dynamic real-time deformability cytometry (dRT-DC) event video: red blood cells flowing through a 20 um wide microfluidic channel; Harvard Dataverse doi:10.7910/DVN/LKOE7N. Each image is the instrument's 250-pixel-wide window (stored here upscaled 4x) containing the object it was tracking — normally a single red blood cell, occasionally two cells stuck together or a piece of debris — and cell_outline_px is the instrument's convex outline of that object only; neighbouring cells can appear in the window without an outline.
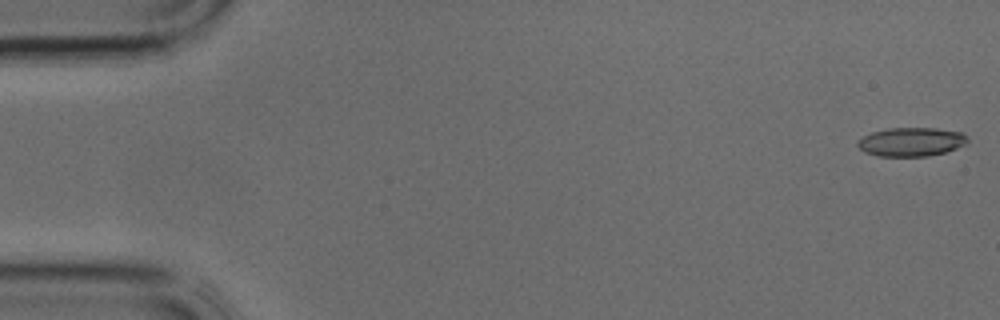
{"species": "common noctule bat (a hibernating species)", "species_latin": "Nyctalus noctula", "temperature_condition": "cold", "stored_images_in_passage": 38, "camera_frame_rate_fps": 3000, "um_per_image_px": 0.085, "animal": {"sex": "male", "body_mass_g": 17.9, "forearm_length_mm": 54.2}, "frame": {"image": 1, "passage_image": 1, "time_ms": 0.0, "image_size_px": [1000, 320], "cell_outline_px": [[968, 140], [964, 144], [956, 148], [944, 152], [928, 156], [876, 156], [864, 152], [856, 144], [856, 140], [872, 132], [888, 128], [936, 128], [964, 132], [968, 136]], "centroid_in_image_um": [77.44, 12.05], "position_along_channel_um": 7.6, "area_um2": 18.55}}
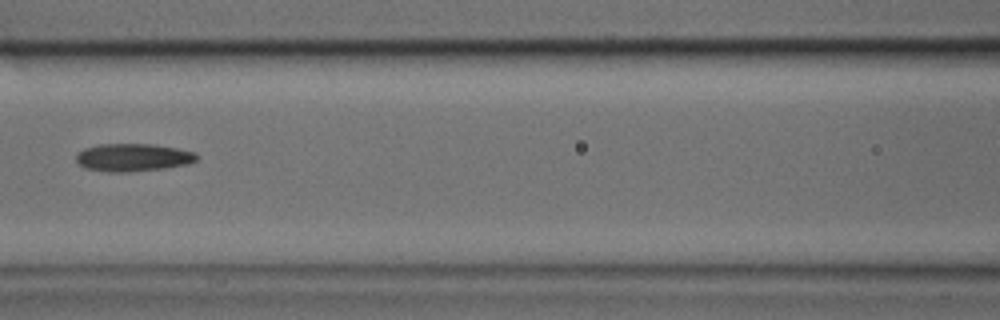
{"frame": {"image": 2, "passage_image": 17, "time_ms": 5.333, "image_size_px": [1000, 320], "cell_outline_px": [[200, 156], [196, 160], [188, 164], [164, 168], [124, 172], [108, 172], [84, 168], [76, 160], [76, 152], [84, 148], [100, 144], [152, 144], [176, 148], [196, 152]], "centroid_in_image_um": [11.3, 13.38], "position_along_channel_um": 155.3, "area_um2": 19.59}}
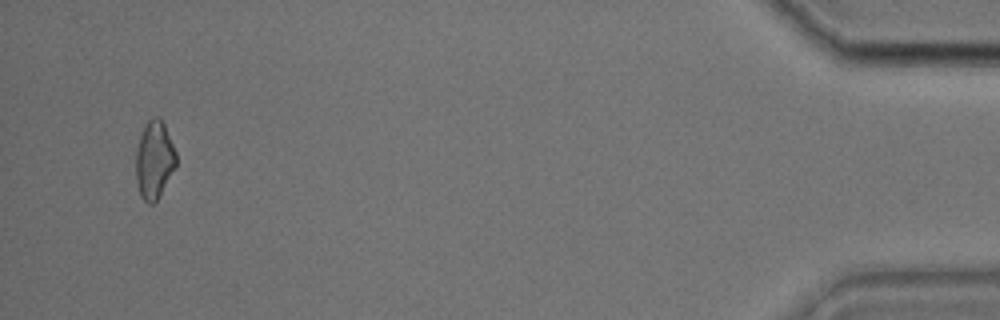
{"frame": {"image": 3, "passage_image": 37, "time_ms": 12.0, "image_size_px": [1000, 320], "cell_outline_px": [[176, 164], [156, 200], [152, 204], [148, 204], [140, 196], [136, 180], [136, 152], [140, 136], [144, 124], [152, 116], [160, 116], [164, 124], [176, 152]], "centroid_in_image_um": [13.09, 13.54], "position_along_channel_um": 422.1, "area_um2": 18.03}}